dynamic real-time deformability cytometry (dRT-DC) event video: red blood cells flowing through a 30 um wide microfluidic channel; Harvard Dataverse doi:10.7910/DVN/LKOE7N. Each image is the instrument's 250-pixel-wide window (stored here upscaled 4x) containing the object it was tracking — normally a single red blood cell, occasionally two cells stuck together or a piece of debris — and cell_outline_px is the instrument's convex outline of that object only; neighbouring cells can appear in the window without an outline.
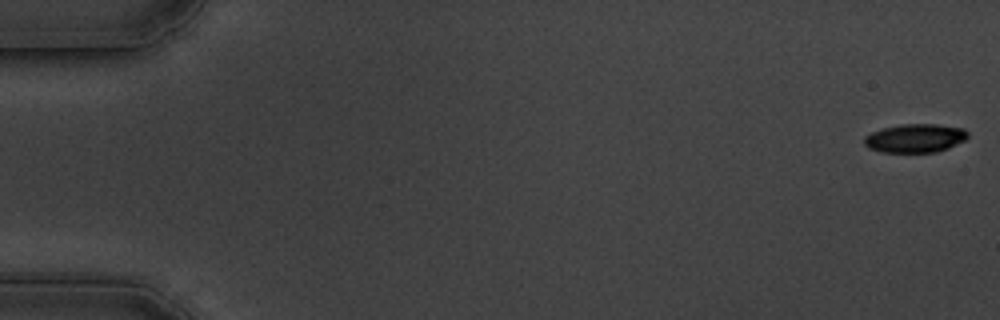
{"species": "common noctule bat (a hibernating species)", "species_latin": "Nyctalus noctula", "temperature_condition": "cold", "stored_images_in_passage": 60, "camera_frame_rate_fps": 3000, "um_per_image_px": 0.085, "animal": {"sex": "male", "body_mass_g": 19.5, "forearm_length_mm": 54.6}, "frame": {"image": 1, "passage_image": 1, "time_ms": 0.0, "image_size_px": [1000, 320], "cell_outline_px": [[968, 136], [964, 140], [948, 148], [936, 152], [880, 152], [868, 148], [864, 144], [864, 136], [872, 132], [884, 128], [900, 124], [936, 124], [964, 128], [968, 132]], "centroid_in_image_um": [77.78, 11.74], "position_along_channel_um": 7.2, "area_um2": 17.28}}
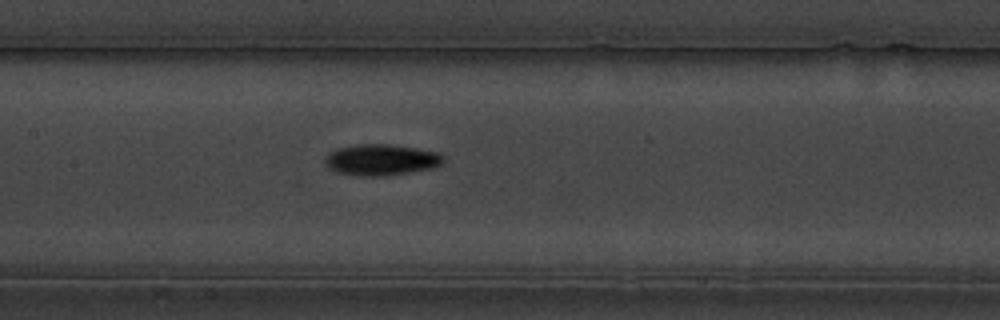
{"frame": {"image": 2, "passage_image": 29, "time_ms": 9.333, "image_size_px": [1000, 320], "cell_outline_px": [[444, 160], [440, 164], [432, 168], [408, 172], [380, 176], [356, 176], [336, 172], [328, 168], [324, 164], [324, 160], [336, 148], [356, 144], [388, 144], [416, 148], [440, 152], [444, 156]], "centroid_in_image_um": [32.38, 13.58], "position_along_channel_um": 175.0, "area_um2": 21.5}}
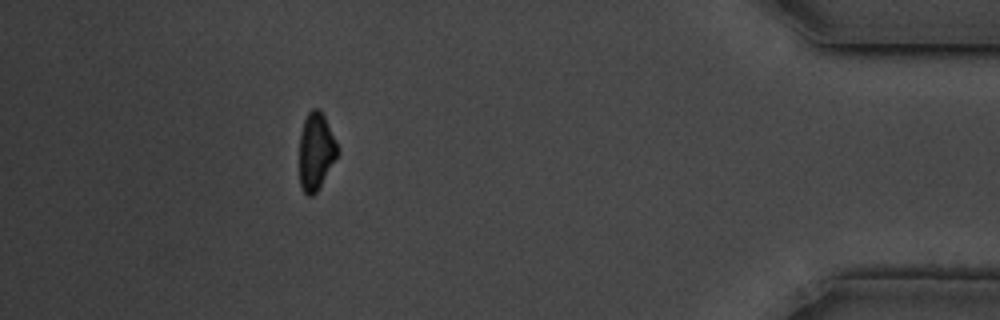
{"frame": {"image": 3, "passage_image": 54, "time_ms": 17.667, "image_size_px": [1000, 320], "cell_outline_px": [[336, 156], [316, 192], [312, 196], [308, 196], [300, 188], [300, 132], [304, 120], [308, 112], [312, 108], [316, 108], [324, 116], [336, 144]], "centroid_in_image_um": [26.8, 12.87], "position_along_channel_um": 408.4, "area_um2": 16.47}, "authors_computed_cell_mechanics": {"area_um2": 18.6116, "velocity_mm_per_s": 3.4028, "shape_relaxation_time_tau1_ms": 2.001, "shape_relaxation_time_tau2_ms": null, "deformation_change_tau1": 0.1166, "deformation_change_tau2": null}}